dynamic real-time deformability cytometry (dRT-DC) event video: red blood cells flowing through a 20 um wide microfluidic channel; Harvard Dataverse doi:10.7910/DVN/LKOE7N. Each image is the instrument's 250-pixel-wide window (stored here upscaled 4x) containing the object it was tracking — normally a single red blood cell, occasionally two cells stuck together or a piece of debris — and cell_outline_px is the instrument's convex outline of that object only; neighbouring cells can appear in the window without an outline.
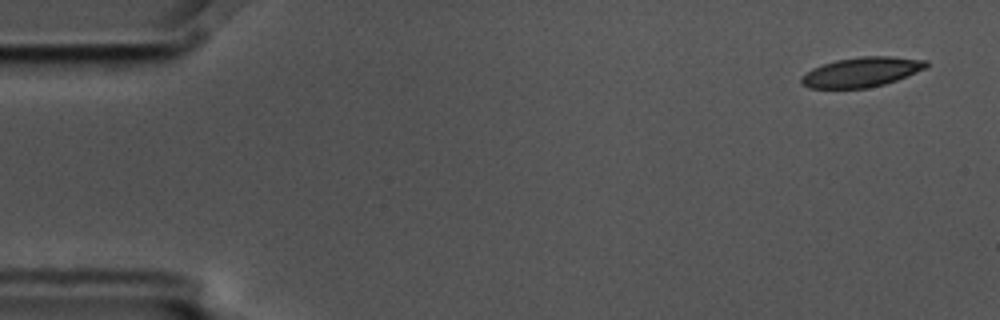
{"species": "common noctule bat (a hibernating species)", "species_latin": "Nyctalus noctula", "temperature_condition": "cold", "stored_images_in_passage": 4, "camera_frame_rate_fps": 3000, "um_per_image_px": 0.085, "animal": {"sex": "male", "body_mass_g": 17.5, "forearm_length_mm": 52.3}, "frame": {"image": 1, "passage_image": 1, "time_ms": 0.0, "image_size_px": [1000, 320], "cell_outline_px": [[928, 64], [924, 68], [916, 72], [896, 80], [884, 84], [864, 88], [808, 88], [800, 84], [800, 76], [812, 68], [836, 60], [860, 56], [892, 56], [928, 60]], "centroid_in_image_um": [73.19, 6.12], "position_along_channel_um": 11.8, "area_um2": 21.62}}
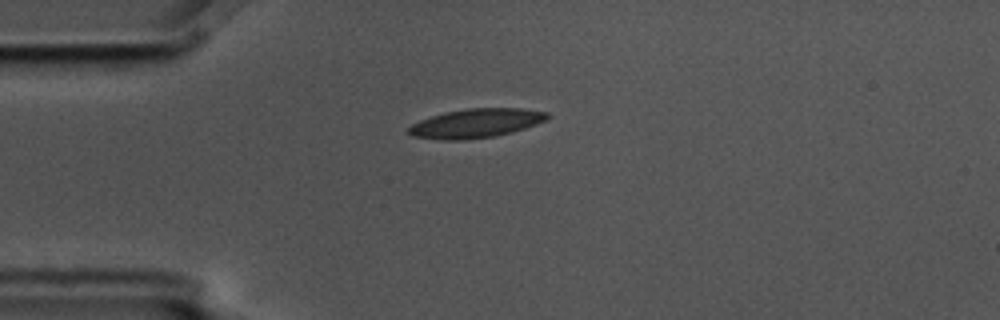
{"frame": {"image": 2, "passage_image": 4, "time_ms": 1.0, "image_size_px": [1000, 320], "cell_outline_px": [[552, 116], [536, 124], [512, 132], [492, 136], [460, 140], [444, 140], [412, 136], [404, 132], [412, 124], [420, 120], [444, 112], [468, 108], [520, 108], [548, 112]], "centroid_in_image_um": [40.43, 10.47], "position_along_channel_um": 44.6, "area_um2": 23.41}}